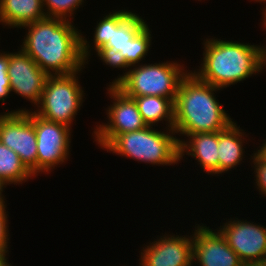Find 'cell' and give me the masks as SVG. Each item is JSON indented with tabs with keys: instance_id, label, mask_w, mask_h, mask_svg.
I'll list each match as a JSON object with an SVG mask.
<instances>
[{
	"instance_id": "cell-12",
	"label": "cell",
	"mask_w": 266,
	"mask_h": 266,
	"mask_svg": "<svg viewBox=\"0 0 266 266\" xmlns=\"http://www.w3.org/2000/svg\"><path fill=\"white\" fill-rule=\"evenodd\" d=\"M217 229L242 263L266 260V226L233 217Z\"/></svg>"
},
{
	"instance_id": "cell-30",
	"label": "cell",
	"mask_w": 266,
	"mask_h": 266,
	"mask_svg": "<svg viewBox=\"0 0 266 266\" xmlns=\"http://www.w3.org/2000/svg\"><path fill=\"white\" fill-rule=\"evenodd\" d=\"M266 4V3H265ZM263 10H262V16L261 17H263L262 18V21L260 22V23H262L261 25V27H263L264 26V29H266V5L262 8Z\"/></svg>"
},
{
	"instance_id": "cell-8",
	"label": "cell",
	"mask_w": 266,
	"mask_h": 266,
	"mask_svg": "<svg viewBox=\"0 0 266 266\" xmlns=\"http://www.w3.org/2000/svg\"><path fill=\"white\" fill-rule=\"evenodd\" d=\"M5 112H26L33 122L37 138V176L50 174L59 165L67 163L70 158L72 128L56 122L45 120L31 111L21 108ZM49 172V173H48Z\"/></svg>"
},
{
	"instance_id": "cell-3",
	"label": "cell",
	"mask_w": 266,
	"mask_h": 266,
	"mask_svg": "<svg viewBox=\"0 0 266 266\" xmlns=\"http://www.w3.org/2000/svg\"><path fill=\"white\" fill-rule=\"evenodd\" d=\"M208 37L199 68L190 70L198 79L223 90L260 73L258 44Z\"/></svg>"
},
{
	"instance_id": "cell-13",
	"label": "cell",
	"mask_w": 266,
	"mask_h": 266,
	"mask_svg": "<svg viewBox=\"0 0 266 266\" xmlns=\"http://www.w3.org/2000/svg\"><path fill=\"white\" fill-rule=\"evenodd\" d=\"M8 51V69L11 94L20 95L30 101L34 108L38 105L48 75L21 48ZM34 104V105H33Z\"/></svg>"
},
{
	"instance_id": "cell-17",
	"label": "cell",
	"mask_w": 266,
	"mask_h": 266,
	"mask_svg": "<svg viewBox=\"0 0 266 266\" xmlns=\"http://www.w3.org/2000/svg\"><path fill=\"white\" fill-rule=\"evenodd\" d=\"M47 17L43 0H0V24L21 28Z\"/></svg>"
},
{
	"instance_id": "cell-5",
	"label": "cell",
	"mask_w": 266,
	"mask_h": 266,
	"mask_svg": "<svg viewBox=\"0 0 266 266\" xmlns=\"http://www.w3.org/2000/svg\"><path fill=\"white\" fill-rule=\"evenodd\" d=\"M179 61H162L130 67L125 77L116 85L127 96H160L176 100L181 80L188 74Z\"/></svg>"
},
{
	"instance_id": "cell-28",
	"label": "cell",
	"mask_w": 266,
	"mask_h": 266,
	"mask_svg": "<svg viewBox=\"0 0 266 266\" xmlns=\"http://www.w3.org/2000/svg\"><path fill=\"white\" fill-rule=\"evenodd\" d=\"M259 157L266 161V138L262 141V144L254 151Z\"/></svg>"
},
{
	"instance_id": "cell-26",
	"label": "cell",
	"mask_w": 266,
	"mask_h": 266,
	"mask_svg": "<svg viewBox=\"0 0 266 266\" xmlns=\"http://www.w3.org/2000/svg\"><path fill=\"white\" fill-rule=\"evenodd\" d=\"M8 69V52L0 51V74H7Z\"/></svg>"
},
{
	"instance_id": "cell-19",
	"label": "cell",
	"mask_w": 266,
	"mask_h": 266,
	"mask_svg": "<svg viewBox=\"0 0 266 266\" xmlns=\"http://www.w3.org/2000/svg\"><path fill=\"white\" fill-rule=\"evenodd\" d=\"M33 178L35 176L21 162L19 155L0 142V183L5 187L11 184L22 186Z\"/></svg>"
},
{
	"instance_id": "cell-29",
	"label": "cell",
	"mask_w": 266,
	"mask_h": 266,
	"mask_svg": "<svg viewBox=\"0 0 266 266\" xmlns=\"http://www.w3.org/2000/svg\"><path fill=\"white\" fill-rule=\"evenodd\" d=\"M242 266H266V260L242 263Z\"/></svg>"
},
{
	"instance_id": "cell-23",
	"label": "cell",
	"mask_w": 266,
	"mask_h": 266,
	"mask_svg": "<svg viewBox=\"0 0 266 266\" xmlns=\"http://www.w3.org/2000/svg\"><path fill=\"white\" fill-rule=\"evenodd\" d=\"M248 159L252 162L250 166H252L254 170V185H256V189H258L259 195H261V197H266V161L259 157L254 151Z\"/></svg>"
},
{
	"instance_id": "cell-20",
	"label": "cell",
	"mask_w": 266,
	"mask_h": 266,
	"mask_svg": "<svg viewBox=\"0 0 266 266\" xmlns=\"http://www.w3.org/2000/svg\"><path fill=\"white\" fill-rule=\"evenodd\" d=\"M94 34H93V42L87 40L86 35L84 36L81 34V56L86 62V64L89 65L88 59H90L91 52L95 50L92 53H96L100 48L105 46L107 42L109 41L110 34H111V11L110 13H106L100 21L98 20L96 23V27H94ZM91 42V44H90ZM93 44V45H92ZM92 45V46H91ZM93 49V50H91Z\"/></svg>"
},
{
	"instance_id": "cell-21",
	"label": "cell",
	"mask_w": 266,
	"mask_h": 266,
	"mask_svg": "<svg viewBox=\"0 0 266 266\" xmlns=\"http://www.w3.org/2000/svg\"><path fill=\"white\" fill-rule=\"evenodd\" d=\"M86 0H43L47 17L63 18L74 21L76 10L84 7ZM75 13V14H74Z\"/></svg>"
},
{
	"instance_id": "cell-31",
	"label": "cell",
	"mask_w": 266,
	"mask_h": 266,
	"mask_svg": "<svg viewBox=\"0 0 266 266\" xmlns=\"http://www.w3.org/2000/svg\"><path fill=\"white\" fill-rule=\"evenodd\" d=\"M8 261H9L8 256H6V257H0V266H13Z\"/></svg>"
},
{
	"instance_id": "cell-4",
	"label": "cell",
	"mask_w": 266,
	"mask_h": 266,
	"mask_svg": "<svg viewBox=\"0 0 266 266\" xmlns=\"http://www.w3.org/2000/svg\"><path fill=\"white\" fill-rule=\"evenodd\" d=\"M143 129L117 135L103 150L122 158L156 166L179 163V141L173 129Z\"/></svg>"
},
{
	"instance_id": "cell-24",
	"label": "cell",
	"mask_w": 266,
	"mask_h": 266,
	"mask_svg": "<svg viewBox=\"0 0 266 266\" xmlns=\"http://www.w3.org/2000/svg\"><path fill=\"white\" fill-rule=\"evenodd\" d=\"M7 200L0 202V257H6L9 255V243L10 233H9V220L7 209Z\"/></svg>"
},
{
	"instance_id": "cell-2",
	"label": "cell",
	"mask_w": 266,
	"mask_h": 266,
	"mask_svg": "<svg viewBox=\"0 0 266 266\" xmlns=\"http://www.w3.org/2000/svg\"><path fill=\"white\" fill-rule=\"evenodd\" d=\"M219 90L222 91L201 81L189 70L180 82L174 102L176 136L219 132L234 122L216 97Z\"/></svg>"
},
{
	"instance_id": "cell-1",
	"label": "cell",
	"mask_w": 266,
	"mask_h": 266,
	"mask_svg": "<svg viewBox=\"0 0 266 266\" xmlns=\"http://www.w3.org/2000/svg\"><path fill=\"white\" fill-rule=\"evenodd\" d=\"M20 29L27 31L20 48L48 76L69 75L87 67L81 56L82 32L73 21L46 17Z\"/></svg>"
},
{
	"instance_id": "cell-15",
	"label": "cell",
	"mask_w": 266,
	"mask_h": 266,
	"mask_svg": "<svg viewBox=\"0 0 266 266\" xmlns=\"http://www.w3.org/2000/svg\"><path fill=\"white\" fill-rule=\"evenodd\" d=\"M187 138H186V137ZM178 138L179 141V163L184 161V157L191 156L197 162L202 171L212 177L219 176L218 158V132L194 133Z\"/></svg>"
},
{
	"instance_id": "cell-7",
	"label": "cell",
	"mask_w": 266,
	"mask_h": 266,
	"mask_svg": "<svg viewBox=\"0 0 266 266\" xmlns=\"http://www.w3.org/2000/svg\"><path fill=\"white\" fill-rule=\"evenodd\" d=\"M145 19L134 10L111 12V34L103 47L120 51L130 67L142 64L152 48V31ZM142 61V62H141Z\"/></svg>"
},
{
	"instance_id": "cell-16",
	"label": "cell",
	"mask_w": 266,
	"mask_h": 266,
	"mask_svg": "<svg viewBox=\"0 0 266 266\" xmlns=\"http://www.w3.org/2000/svg\"><path fill=\"white\" fill-rule=\"evenodd\" d=\"M237 125L234 121L226 129L218 132L219 176L232 171L231 169L236 170L247 156L244 146L248 143L246 137L249 138V133L247 135L244 129Z\"/></svg>"
},
{
	"instance_id": "cell-11",
	"label": "cell",
	"mask_w": 266,
	"mask_h": 266,
	"mask_svg": "<svg viewBox=\"0 0 266 266\" xmlns=\"http://www.w3.org/2000/svg\"><path fill=\"white\" fill-rule=\"evenodd\" d=\"M157 235L142 246L138 266H193V233ZM148 244V245H147Z\"/></svg>"
},
{
	"instance_id": "cell-33",
	"label": "cell",
	"mask_w": 266,
	"mask_h": 266,
	"mask_svg": "<svg viewBox=\"0 0 266 266\" xmlns=\"http://www.w3.org/2000/svg\"><path fill=\"white\" fill-rule=\"evenodd\" d=\"M251 1H254L255 3H256V2H259L260 4H261V3H264V4H261V5H263V6H264L265 3H266V0H251Z\"/></svg>"
},
{
	"instance_id": "cell-6",
	"label": "cell",
	"mask_w": 266,
	"mask_h": 266,
	"mask_svg": "<svg viewBox=\"0 0 266 266\" xmlns=\"http://www.w3.org/2000/svg\"><path fill=\"white\" fill-rule=\"evenodd\" d=\"M82 72L83 69L69 75L48 76L41 99L31 111L45 120L72 128L85 101L79 76Z\"/></svg>"
},
{
	"instance_id": "cell-32",
	"label": "cell",
	"mask_w": 266,
	"mask_h": 266,
	"mask_svg": "<svg viewBox=\"0 0 266 266\" xmlns=\"http://www.w3.org/2000/svg\"><path fill=\"white\" fill-rule=\"evenodd\" d=\"M5 188L6 187L0 183V202L4 201L6 199L5 198L6 195L3 194V192H5L4 191Z\"/></svg>"
},
{
	"instance_id": "cell-18",
	"label": "cell",
	"mask_w": 266,
	"mask_h": 266,
	"mask_svg": "<svg viewBox=\"0 0 266 266\" xmlns=\"http://www.w3.org/2000/svg\"><path fill=\"white\" fill-rule=\"evenodd\" d=\"M139 112L147 126H158L159 123L166 129H173L174 126V103L166 97L160 96H139L134 97ZM162 121V122H161Z\"/></svg>"
},
{
	"instance_id": "cell-10",
	"label": "cell",
	"mask_w": 266,
	"mask_h": 266,
	"mask_svg": "<svg viewBox=\"0 0 266 266\" xmlns=\"http://www.w3.org/2000/svg\"><path fill=\"white\" fill-rule=\"evenodd\" d=\"M0 142L17 153L26 168L37 176V138L26 112L0 113Z\"/></svg>"
},
{
	"instance_id": "cell-9",
	"label": "cell",
	"mask_w": 266,
	"mask_h": 266,
	"mask_svg": "<svg viewBox=\"0 0 266 266\" xmlns=\"http://www.w3.org/2000/svg\"><path fill=\"white\" fill-rule=\"evenodd\" d=\"M107 97H110V106L106 107V121L94 126L92 132L93 143L104 149L117 135L145 128L142 116L134 100L124 94L116 86H107Z\"/></svg>"
},
{
	"instance_id": "cell-27",
	"label": "cell",
	"mask_w": 266,
	"mask_h": 266,
	"mask_svg": "<svg viewBox=\"0 0 266 266\" xmlns=\"http://www.w3.org/2000/svg\"><path fill=\"white\" fill-rule=\"evenodd\" d=\"M260 73L266 68V45L259 43ZM265 67V68H264Z\"/></svg>"
},
{
	"instance_id": "cell-14",
	"label": "cell",
	"mask_w": 266,
	"mask_h": 266,
	"mask_svg": "<svg viewBox=\"0 0 266 266\" xmlns=\"http://www.w3.org/2000/svg\"><path fill=\"white\" fill-rule=\"evenodd\" d=\"M202 224V225H201ZM193 229V265L198 266H242L236 252L228 245L225 237L204 223Z\"/></svg>"
},
{
	"instance_id": "cell-25",
	"label": "cell",
	"mask_w": 266,
	"mask_h": 266,
	"mask_svg": "<svg viewBox=\"0 0 266 266\" xmlns=\"http://www.w3.org/2000/svg\"><path fill=\"white\" fill-rule=\"evenodd\" d=\"M11 95V87L8 74H0V101L4 105ZM9 96V97H8Z\"/></svg>"
},
{
	"instance_id": "cell-22",
	"label": "cell",
	"mask_w": 266,
	"mask_h": 266,
	"mask_svg": "<svg viewBox=\"0 0 266 266\" xmlns=\"http://www.w3.org/2000/svg\"><path fill=\"white\" fill-rule=\"evenodd\" d=\"M95 55L99 57L104 65H108V67L110 68H120L123 70V74H119V76L109 82V86H116L125 77L127 71L130 69V66L125 60V57L121 54L120 51H116L114 48L102 47L96 52Z\"/></svg>"
}]
</instances>
